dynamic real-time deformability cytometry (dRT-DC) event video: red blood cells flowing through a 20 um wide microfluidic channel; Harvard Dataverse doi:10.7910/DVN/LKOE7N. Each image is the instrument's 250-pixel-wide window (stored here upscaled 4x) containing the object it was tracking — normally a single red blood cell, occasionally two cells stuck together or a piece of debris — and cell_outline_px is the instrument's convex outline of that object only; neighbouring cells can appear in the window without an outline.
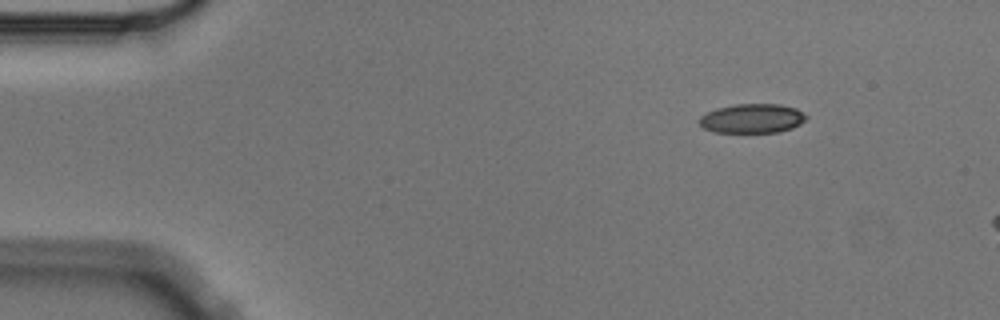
{"species": "Egyptian fruit bat (a non-hibernating species)", "species_latin": "Rousettus aegyptiacus", "temperature_condition": "cold", "stored_images_in_passage": 4, "segment_of_instrument_passage": [2, 2], "camera_frame_rate_fps": 3000, "um_per_image_px": 0.085, "animal": {"sex": "male"}, "frame": {"image": 1, "passage_image": 4, "time_ms": 1.0, "image_size_px": [1000, 320], "cell_outline_px": [[808, 116], [800, 124], [792, 128], [780, 132], [712, 132], [704, 128], [696, 120], [700, 116], [716, 108], [736, 104], [780, 104], [796, 108], [804, 112]], "centroid_in_image_um": [63.93, 10.06], "position_along_channel_um": 21.1, "area_um2": 18.38}}